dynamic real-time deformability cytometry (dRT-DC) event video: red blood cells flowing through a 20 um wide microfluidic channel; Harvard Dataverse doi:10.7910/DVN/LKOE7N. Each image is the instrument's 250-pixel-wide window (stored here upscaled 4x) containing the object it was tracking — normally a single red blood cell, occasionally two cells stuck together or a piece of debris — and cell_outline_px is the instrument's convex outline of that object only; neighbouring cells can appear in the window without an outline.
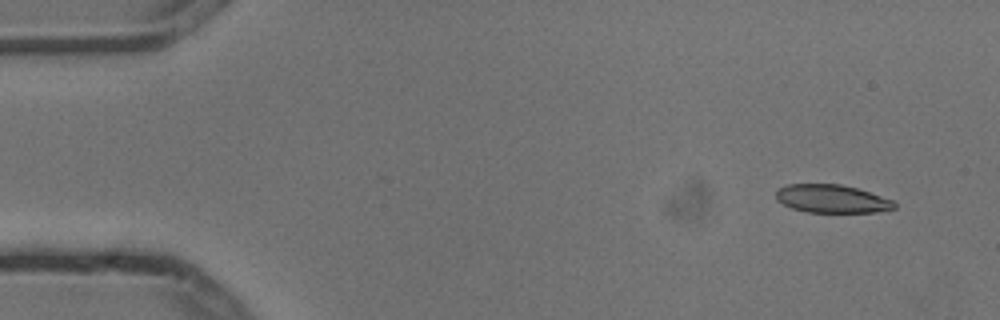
{"species": "common noctule bat (a hibernating species)", "species_latin": "Nyctalus noctula", "temperature_condition": "cold", "stored_images_in_passage": 4, "camera_frame_rate_fps": 3000, "um_per_image_px": 0.085, "animal": {"sex": "male", "body_mass_g": 13.3}, "frame": {"image": 1, "passage_image": 1, "time_ms": 0.0, "image_size_px": [1000, 320], "cell_outline_px": [[896, 208], [876, 212], [808, 212], [792, 208], [776, 200], [776, 188], [788, 184], [840, 184], [856, 188], [892, 200], [896, 204]], "centroid_in_image_um": [70.67, 16.89], "position_along_channel_um": 14.3, "area_um2": 19.31}}
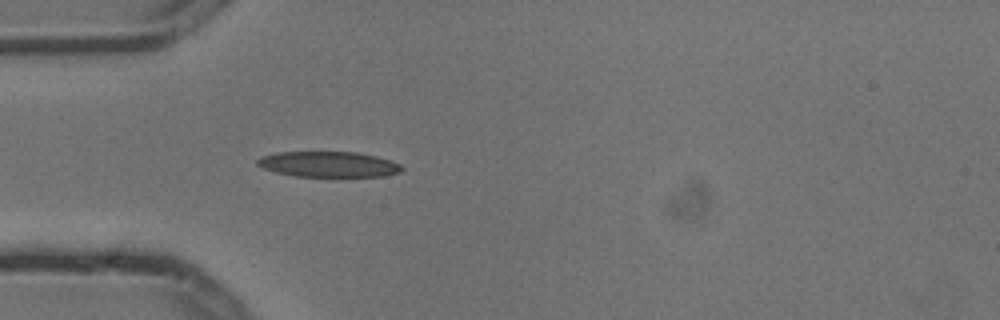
{"frame": {"image": 2, "passage_image": 4, "time_ms": 1.0, "image_size_px": [1000, 320], "cell_outline_px": [[404, 168], [400, 172], [384, 176], [296, 176], [276, 172], [264, 168], [256, 164], [256, 160], [260, 156], [280, 152], [356, 152], [376, 156], [400, 164]], "centroid_in_image_um": [27.91, 13.96], "position_along_channel_um": 57.1, "area_um2": 21.33}}